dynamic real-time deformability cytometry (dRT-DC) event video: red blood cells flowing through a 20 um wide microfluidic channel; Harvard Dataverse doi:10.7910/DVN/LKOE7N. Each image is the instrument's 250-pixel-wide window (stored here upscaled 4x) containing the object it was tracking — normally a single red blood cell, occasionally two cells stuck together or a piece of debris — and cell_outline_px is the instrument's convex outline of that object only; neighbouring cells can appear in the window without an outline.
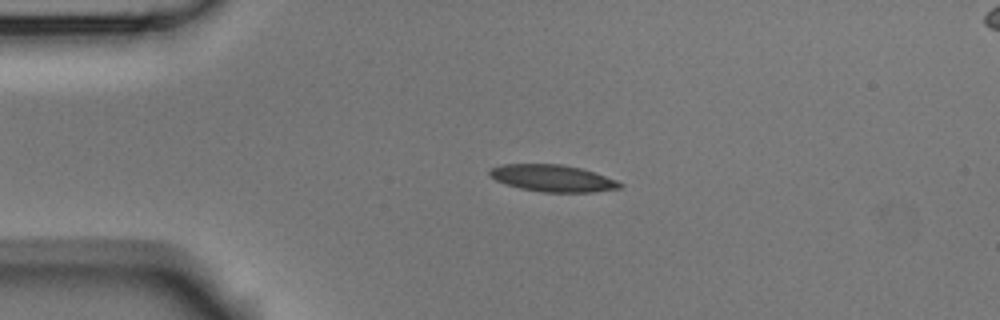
{"species": "Egyptian fruit bat (a non-hibernating species)", "species_latin": "Rousettus aegyptiacus", "temperature_condition": "room temperature", "stored_images_in_passage": 4, "camera_frame_rate_fps": 3000, "um_per_image_px": 0.085, "animal": {"sex": "male"}, "frame": {"image": 1, "passage_image": 2, "time_ms": 0.333, "image_size_px": [1000, 320], "cell_outline_px": [[624, 184], [620, 188], [592, 192], [544, 192], [520, 188], [496, 180], [488, 176], [488, 172], [492, 168], [500, 164], [560, 164], [580, 168], [616, 180]], "centroid_in_image_um": [46.95, 15.15], "position_along_channel_um": 38.1, "area_um2": 20.17}}
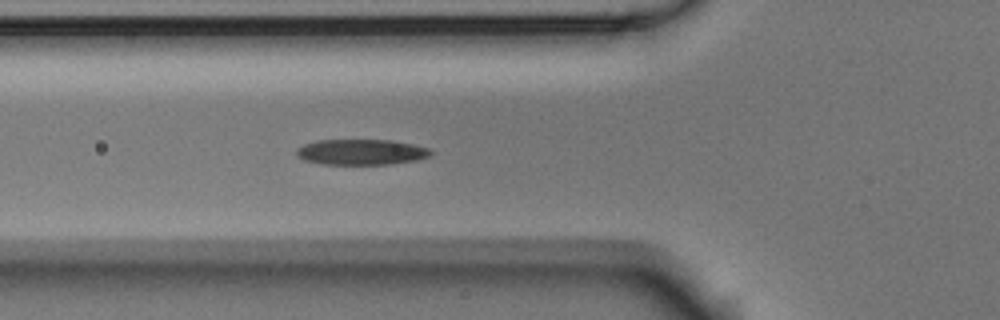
{"frame": {"image": 2, "passage_image": 4, "time_ms": 1.0, "image_size_px": [1000, 320], "cell_outline_px": [[436, 152], [432, 156], [416, 160], [392, 164], [320, 164], [304, 160], [296, 156], [296, 148], [304, 144], [316, 140], [392, 140], [412, 144], [428, 148]], "centroid_in_image_um": [30.72, 12.92], "position_along_channel_um": 95.1, "area_um2": 20.29}}